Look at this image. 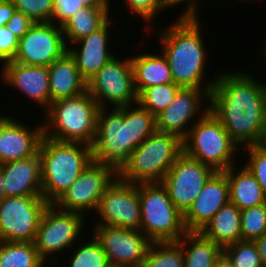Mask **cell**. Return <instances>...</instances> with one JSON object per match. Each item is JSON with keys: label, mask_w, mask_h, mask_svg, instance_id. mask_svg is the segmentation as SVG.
Segmentation results:
<instances>
[{"label": "cell", "mask_w": 266, "mask_h": 267, "mask_svg": "<svg viewBox=\"0 0 266 267\" xmlns=\"http://www.w3.org/2000/svg\"><path fill=\"white\" fill-rule=\"evenodd\" d=\"M255 79L246 72H221L210 92V112L243 148L261 145L264 140L266 83Z\"/></svg>", "instance_id": "cell-1"}, {"label": "cell", "mask_w": 266, "mask_h": 267, "mask_svg": "<svg viewBox=\"0 0 266 267\" xmlns=\"http://www.w3.org/2000/svg\"><path fill=\"white\" fill-rule=\"evenodd\" d=\"M155 130V116L138 103L110 111L99 108L96 137L91 145L93 160L118 171Z\"/></svg>", "instance_id": "cell-2"}, {"label": "cell", "mask_w": 266, "mask_h": 267, "mask_svg": "<svg viewBox=\"0 0 266 267\" xmlns=\"http://www.w3.org/2000/svg\"><path fill=\"white\" fill-rule=\"evenodd\" d=\"M200 27L198 18L179 17L169 28L167 26L158 33L163 49L161 51L168 60L173 83L181 88L212 89L217 78L216 75L209 83H201L208 54Z\"/></svg>", "instance_id": "cell-3"}, {"label": "cell", "mask_w": 266, "mask_h": 267, "mask_svg": "<svg viewBox=\"0 0 266 267\" xmlns=\"http://www.w3.org/2000/svg\"><path fill=\"white\" fill-rule=\"evenodd\" d=\"M41 157L42 196L55 203L93 160L90 145L57 141L43 136Z\"/></svg>", "instance_id": "cell-4"}, {"label": "cell", "mask_w": 266, "mask_h": 267, "mask_svg": "<svg viewBox=\"0 0 266 267\" xmlns=\"http://www.w3.org/2000/svg\"><path fill=\"white\" fill-rule=\"evenodd\" d=\"M99 106L88 91L52 102L43 120L44 136L63 142L92 145Z\"/></svg>", "instance_id": "cell-5"}, {"label": "cell", "mask_w": 266, "mask_h": 267, "mask_svg": "<svg viewBox=\"0 0 266 267\" xmlns=\"http://www.w3.org/2000/svg\"><path fill=\"white\" fill-rule=\"evenodd\" d=\"M183 153V140L171 133L155 130L117 171L129 183L161 182L174 161Z\"/></svg>", "instance_id": "cell-6"}, {"label": "cell", "mask_w": 266, "mask_h": 267, "mask_svg": "<svg viewBox=\"0 0 266 267\" xmlns=\"http://www.w3.org/2000/svg\"><path fill=\"white\" fill-rule=\"evenodd\" d=\"M191 125L183 139V152L187 156L211 166L215 171H225L236 165L233 154L239 146L210 110Z\"/></svg>", "instance_id": "cell-7"}, {"label": "cell", "mask_w": 266, "mask_h": 267, "mask_svg": "<svg viewBox=\"0 0 266 267\" xmlns=\"http://www.w3.org/2000/svg\"><path fill=\"white\" fill-rule=\"evenodd\" d=\"M140 230L152 242H177L186 232L183 214L172 203L161 182L138 183Z\"/></svg>", "instance_id": "cell-8"}, {"label": "cell", "mask_w": 266, "mask_h": 267, "mask_svg": "<svg viewBox=\"0 0 266 267\" xmlns=\"http://www.w3.org/2000/svg\"><path fill=\"white\" fill-rule=\"evenodd\" d=\"M84 218L81 213L64 211L54 203L48 204L41 217L34 244L38 254L49 266L54 267L58 263L54 254L76 243L85 226Z\"/></svg>", "instance_id": "cell-9"}, {"label": "cell", "mask_w": 266, "mask_h": 267, "mask_svg": "<svg viewBox=\"0 0 266 267\" xmlns=\"http://www.w3.org/2000/svg\"><path fill=\"white\" fill-rule=\"evenodd\" d=\"M117 57H112L87 82V91L97 102L99 108H108L107 103L113 105L111 108H120L137 103L138 95L134 85V73L130 57L122 59L123 61L118 60Z\"/></svg>", "instance_id": "cell-10"}, {"label": "cell", "mask_w": 266, "mask_h": 267, "mask_svg": "<svg viewBox=\"0 0 266 267\" xmlns=\"http://www.w3.org/2000/svg\"><path fill=\"white\" fill-rule=\"evenodd\" d=\"M48 204L42 195L4 197L0 201V241L34 242Z\"/></svg>", "instance_id": "cell-11"}, {"label": "cell", "mask_w": 266, "mask_h": 267, "mask_svg": "<svg viewBox=\"0 0 266 267\" xmlns=\"http://www.w3.org/2000/svg\"><path fill=\"white\" fill-rule=\"evenodd\" d=\"M117 176L112 165L92 160L54 204L61 210L83 215L95 212L101 196Z\"/></svg>", "instance_id": "cell-12"}, {"label": "cell", "mask_w": 266, "mask_h": 267, "mask_svg": "<svg viewBox=\"0 0 266 267\" xmlns=\"http://www.w3.org/2000/svg\"><path fill=\"white\" fill-rule=\"evenodd\" d=\"M95 212L101 219L95 225L140 230L138 183H129L117 176L101 196Z\"/></svg>", "instance_id": "cell-13"}, {"label": "cell", "mask_w": 266, "mask_h": 267, "mask_svg": "<svg viewBox=\"0 0 266 267\" xmlns=\"http://www.w3.org/2000/svg\"><path fill=\"white\" fill-rule=\"evenodd\" d=\"M215 170L184 152L161 181L175 207L184 214Z\"/></svg>", "instance_id": "cell-14"}, {"label": "cell", "mask_w": 266, "mask_h": 267, "mask_svg": "<svg viewBox=\"0 0 266 267\" xmlns=\"http://www.w3.org/2000/svg\"><path fill=\"white\" fill-rule=\"evenodd\" d=\"M92 231L107 255L118 267H141L152 241L141 231L106 225H95Z\"/></svg>", "instance_id": "cell-15"}, {"label": "cell", "mask_w": 266, "mask_h": 267, "mask_svg": "<svg viewBox=\"0 0 266 267\" xmlns=\"http://www.w3.org/2000/svg\"><path fill=\"white\" fill-rule=\"evenodd\" d=\"M67 51L62 26L36 22L19 40L13 61L23 65L47 66Z\"/></svg>", "instance_id": "cell-16"}, {"label": "cell", "mask_w": 266, "mask_h": 267, "mask_svg": "<svg viewBox=\"0 0 266 267\" xmlns=\"http://www.w3.org/2000/svg\"><path fill=\"white\" fill-rule=\"evenodd\" d=\"M211 90L181 88L174 100L155 117L156 130L175 134L183 140L191 128L187 126L190 124V121L193 118L201 119L209 111V105H206L207 107L204 108L202 101L206 100L209 103Z\"/></svg>", "instance_id": "cell-17"}, {"label": "cell", "mask_w": 266, "mask_h": 267, "mask_svg": "<svg viewBox=\"0 0 266 267\" xmlns=\"http://www.w3.org/2000/svg\"><path fill=\"white\" fill-rule=\"evenodd\" d=\"M230 201L229 183L224 171H215L204 184L188 210L183 214L187 231H200Z\"/></svg>", "instance_id": "cell-18"}, {"label": "cell", "mask_w": 266, "mask_h": 267, "mask_svg": "<svg viewBox=\"0 0 266 267\" xmlns=\"http://www.w3.org/2000/svg\"><path fill=\"white\" fill-rule=\"evenodd\" d=\"M43 136V124L40 123L35 129H31L21 121L1 115L0 164L35 155Z\"/></svg>", "instance_id": "cell-19"}, {"label": "cell", "mask_w": 266, "mask_h": 267, "mask_svg": "<svg viewBox=\"0 0 266 267\" xmlns=\"http://www.w3.org/2000/svg\"><path fill=\"white\" fill-rule=\"evenodd\" d=\"M1 71L3 84L19 89L35 103L45 107V112L48 110L51 101L47 66L23 65L12 60L2 65Z\"/></svg>", "instance_id": "cell-20"}, {"label": "cell", "mask_w": 266, "mask_h": 267, "mask_svg": "<svg viewBox=\"0 0 266 267\" xmlns=\"http://www.w3.org/2000/svg\"><path fill=\"white\" fill-rule=\"evenodd\" d=\"M110 19L97 31L74 42L67 51L74 58L82 78L88 82L112 58L108 49ZM79 45V47L74 46ZM73 45V46H72ZM81 46V48H80Z\"/></svg>", "instance_id": "cell-21"}, {"label": "cell", "mask_w": 266, "mask_h": 267, "mask_svg": "<svg viewBox=\"0 0 266 267\" xmlns=\"http://www.w3.org/2000/svg\"><path fill=\"white\" fill-rule=\"evenodd\" d=\"M5 197L42 195L41 157L35 155L2 164Z\"/></svg>", "instance_id": "cell-22"}, {"label": "cell", "mask_w": 266, "mask_h": 267, "mask_svg": "<svg viewBox=\"0 0 266 267\" xmlns=\"http://www.w3.org/2000/svg\"><path fill=\"white\" fill-rule=\"evenodd\" d=\"M48 70L51 103L87 91V82L82 78L74 58L68 51L55 60Z\"/></svg>", "instance_id": "cell-23"}, {"label": "cell", "mask_w": 266, "mask_h": 267, "mask_svg": "<svg viewBox=\"0 0 266 267\" xmlns=\"http://www.w3.org/2000/svg\"><path fill=\"white\" fill-rule=\"evenodd\" d=\"M130 60L137 95L148 87L173 83L168 60L162 52L161 54L145 52L144 54L130 56Z\"/></svg>", "instance_id": "cell-24"}, {"label": "cell", "mask_w": 266, "mask_h": 267, "mask_svg": "<svg viewBox=\"0 0 266 267\" xmlns=\"http://www.w3.org/2000/svg\"><path fill=\"white\" fill-rule=\"evenodd\" d=\"M241 210L232 202L223 205L200 232L222 248L241 240Z\"/></svg>", "instance_id": "cell-25"}, {"label": "cell", "mask_w": 266, "mask_h": 267, "mask_svg": "<svg viewBox=\"0 0 266 267\" xmlns=\"http://www.w3.org/2000/svg\"><path fill=\"white\" fill-rule=\"evenodd\" d=\"M235 165L225 170L229 183L230 202L241 211L266 203V195L254 175L245 167L235 171Z\"/></svg>", "instance_id": "cell-26"}, {"label": "cell", "mask_w": 266, "mask_h": 267, "mask_svg": "<svg viewBox=\"0 0 266 267\" xmlns=\"http://www.w3.org/2000/svg\"><path fill=\"white\" fill-rule=\"evenodd\" d=\"M177 242L183 249L184 267H212L223 254V248L200 231H187Z\"/></svg>", "instance_id": "cell-27"}, {"label": "cell", "mask_w": 266, "mask_h": 267, "mask_svg": "<svg viewBox=\"0 0 266 267\" xmlns=\"http://www.w3.org/2000/svg\"><path fill=\"white\" fill-rule=\"evenodd\" d=\"M110 8L83 7L77 10L63 25L66 46L79 41L101 28L110 18Z\"/></svg>", "instance_id": "cell-28"}, {"label": "cell", "mask_w": 266, "mask_h": 267, "mask_svg": "<svg viewBox=\"0 0 266 267\" xmlns=\"http://www.w3.org/2000/svg\"><path fill=\"white\" fill-rule=\"evenodd\" d=\"M34 242L0 241V267H44Z\"/></svg>", "instance_id": "cell-29"}, {"label": "cell", "mask_w": 266, "mask_h": 267, "mask_svg": "<svg viewBox=\"0 0 266 267\" xmlns=\"http://www.w3.org/2000/svg\"><path fill=\"white\" fill-rule=\"evenodd\" d=\"M141 267H184L182 246L178 242H152Z\"/></svg>", "instance_id": "cell-30"}, {"label": "cell", "mask_w": 266, "mask_h": 267, "mask_svg": "<svg viewBox=\"0 0 266 267\" xmlns=\"http://www.w3.org/2000/svg\"><path fill=\"white\" fill-rule=\"evenodd\" d=\"M180 89L175 83L154 85L137 96V103L156 117L174 100Z\"/></svg>", "instance_id": "cell-31"}, {"label": "cell", "mask_w": 266, "mask_h": 267, "mask_svg": "<svg viewBox=\"0 0 266 267\" xmlns=\"http://www.w3.org/2000/svg\"><path fill=\"white\" fill-rule=\"evenodd\" d=\"M92 236V241L74 247L73 255L69 257V267H105L109 264L99 241Z\"/></svg>", "instance_id": "cell-32"}, {"label": "cell", "mask_w": 266, "mask_h": 267, "mask_svg": "<svg viewBox=\"0 0 266 267\" xmlns=\"http://www.w3.org/2000/svg\"><path fill=\"white\" fill-rule=\"evenodd\" d=\"M223 254L234 267H264L254 241L239 240L223 247Z\"/></svg>", "instance_id": "cell-33"}, {"label": "cell", "mask_w": 266, "mask_h": 267, "mask_svg": "<svg viewBox=\"0 0 266 267\" xmlns=\"http://www.w3.org/2000/svg\"><path fill=\"white\" fill-rule=\"evenodd\" d=\"M241 240L253 241L266 233V203L241 211Z\"/></svg>", "instance_id": "cell-34"}, {"label": "cell", "mask_w": 266, "mask_h": 267, "mask_svg": "<svg viewBox=\"0 0 266 267\" xmlns=\"http://www.w3.org/2000/svg\"><path fill=\"white\" fill-rule=\"evenodd\" d=\"M17 11L36 22H52L53 0H12Z\"/></svg>", "instance_id": "cell-35"}, {"label": "cell", "mask_w": 266, "mask_h": 267, "mask_svg": "<svg viewBox=\"0 0 266 267\" xmlns=\"http://www.w3.org/2000/svg\"><path fill=\"white\" fill-rule=\"evenodd\" d=\"M243 149L247 150L249 157L244 166L254 175L266 195V147L261 144Z\"/></svg>", "instance_id": "cell-36"}, {"label": "cell", "mask_w": 266, "mask_h": 267, "mask_svg": "<svg viewBox=\"0 0 266 267\" xmlns=\"http://www.w3.org/2000/svg\"><path fill=\"white\" fill-rule=\"evenodd\" d=\"M125 2L130 11L142 17L147 23L156 18V15L159 16L163 9L172 7L171 0H126Z\"/></svg>", "instance_id": "cell-37"}, {"label": "cell", "mask_w": 266, "mask_h": 267, "mask_svg": "<svg viewBox=\"0 0 266 267\" xmlns=\"http://www.w3.org/2000/svg\"><path fill=\"white\" fill-rule=\"evenodd\" d=\"M85 7L80 0H53L52 22L62 26L77 10Z\"/></svg>", "instance_id": "cell-38"}, {"label": "cell", "mask_w": 266, "mask_h": 267, "mask_svg": "<svg viewBox=\"0 0 266 267\" xmlns=\"http://www.w3.org/2000/svg\"><path fill=\"white\" fill-rule=\"evenodd\" d=\"M19 39L5 26H0V62L12 61L18 51Z\"/></svg>", "instance_id": "cell-39"}, {"label": "cell", "mask_w": 266, "mask_h": 267, "mask_svg": "<svg viewBox=\"0 0 266 267\" xmlns=\"http://www.w3.org/2000/svg\"><path fill=\"white\" fill-rule=\"evenodd\" d=\"M34 23L28 16L16 10L5 27L20 40Z\"/></svg>", "instance_id": "cell-40"}, {"label": "cell", "mask_w": 266, "mask_h": 267, "mask_svg": "<svg viewBox=\"0 0 266 267\" xmlns=\"http://www.w3.org/2000/svg\"><path fill=\"white\" fill-rule=\"evenodd\" d=\"M15 11L16 8L12 0H0V26H5Z\"/></svg>", "instance_id": "cell-41"}, {"label": "cell", "mask_w": 266, "mask_h": 267, "mask_svg": "<svg viewBox=\"0 0 266 267\" xmlns=\"http://www.w3.org/2000/svg\"><path fill=\"white\" fill-rule=\"evenodd\" d=\"M200 0H171L172 6H178L186 2V7L180 17H194L198 18V4Z\"/></svg>", "instance_id": "cell-42"}, {"label": "cell", "mask_w": 266, "mask_h": 267, "mask_svg": "<svg viewBox=\"0 0 266 267\" xmlns=\"http://www.w3.org/2000/svg\"><path fill=\"white\" fill-rule=\"evenodd\" d=\"M253 241L256 245L257 251L259 252L262 264L266 267V233Z\"/></svg>", "instance_id": "cell-43"}, {"label": "cell", "mask_w": 266, "mask_h": 267, "mask_svg": "<svg viewBox=\"0 0 266 267\" xmlns=\"http://www.w3.org/2000/svg\"><path fill=\"white\" fill-rule=\"evenodd\" d=\"M110 0H80L85 7L91 8H110Z\"/></svg>", "instance_id": "cell-44"}, {"label": "cell", "mask_w": 266, "mask_h": 267, "mask_svg": "<svg viewBox=\"0 0 266 267\" xmlns=\"http://www.w3.org/2000/svg\"><path fill=\"white\" fill-rule=\"evenodd\" d=\"M212 267H234V265L222 254Z\"/></svg>", "instance_id": "cell-45"}, {"label": "cell", "mask_w": 266, "mask_h": 267, "mask_svg": "<svg viewBox=\"0 0 266 267\" xmlns=\"http://www.w3.org/2000/svg\"><path fill=\"white\" fill-rule=\"evenodd\" d=\"M3 166L0 164V201L5 197L4 190H3Z\"/></svg>", "instance_id": "cell-46"}, {"label": "cell", "mask_w": 266, "mask_h": 267, "mask_svg": "<svg viewBox=\"0 0 266 267\" xmlns=\"http://www.w3.org/2000/svg\"><path fill=\"white\" fill-rule=\"evenodd\" d=\"M263 133H264V139H265L266 138V107H265Z\"/></svg>", "instance_id": "cell-47"}, {"label": "cell", "mask_w": 266, "mask_h": 267, "mask_svg": "<svg viewBox=\"0 0 266 267\" xmlns=\"http://www.w3.org/2000/svg\"><path fill=\"white\" fill-rule=\"evenodd\" d=\"M105 267H118V266L109 263V264H108L107 266H105Z\"/></svg>", "instance_id": "cell-48"}, {"label": "cell", "mask_w": 266, "mask_h": 267, "mask_svg": "<svg viewBox=\"0 0 266 267\" xmlns=\"http://www.w3.org/2000/svg\"><path fill=\"white\" fill-rule=\"evenodd\" d=\"M265 44V46H264V56L266 57V43H264Z\"/></svg>", "instance_id": "cell-49"}, {"label": "cell", "mask_w": 266, "mask_h": 267, "mask_svg": "<svg viewBox=\"0 0 266 267\" xmlns=\"http://www.w3.org/2000/svg\"><path fill=\"white\" fill-rule=\"evenodd\" d=\"M263 145L266 147V138L263 140Z\"/></svg>", "instance_id": "cell-50"}]
</instances>
